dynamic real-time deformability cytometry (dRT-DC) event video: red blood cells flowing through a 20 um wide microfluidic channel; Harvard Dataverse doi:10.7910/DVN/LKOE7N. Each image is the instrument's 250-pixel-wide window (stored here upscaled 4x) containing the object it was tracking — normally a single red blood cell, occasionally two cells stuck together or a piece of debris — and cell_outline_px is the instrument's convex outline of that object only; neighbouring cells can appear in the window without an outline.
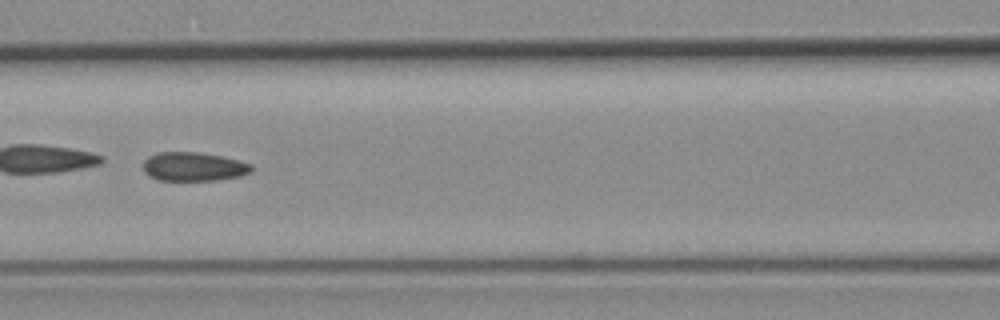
{"species": "common noctule bat (a hibernating species)", "species_latin": "Nyctalus noctula", "temperature_condition": "room temperature", "stored_images_in_passage": 54, "camera_frame_rate_fps": 3000, "um_per_image_px": 0.085, "animal": {"sex": "female", "body_mass_g": 19.3, "forearm_length_mm": 54.1}, "frame": {"image": 1, "passage_image": 24, "time_ms": 7.667, "image_size_px": [1000, 320], "cell_outline_px": [[252, 172], [240, 176], [216, 180], [156, 180], [144, 172], [144, 160], [148, 156], [160, 152], [196, 152], [220, 156], [252, 164]], "centroid_in_image_um": [16.44, 14.17], "position_along_channel_um": 150.2, "area_um2": 18.09}, "authors_computed_cell_mechanics": {"area_um2": 18.9584, "velocity_mm_per_s": 3.7895, "shape_relaxation_time_tau1_ms": null, "shape_relaxation_time_tau2_ms": 1.8572, "deformation_change_tau1": null, "deformation_change_tau2": 0.0736}}